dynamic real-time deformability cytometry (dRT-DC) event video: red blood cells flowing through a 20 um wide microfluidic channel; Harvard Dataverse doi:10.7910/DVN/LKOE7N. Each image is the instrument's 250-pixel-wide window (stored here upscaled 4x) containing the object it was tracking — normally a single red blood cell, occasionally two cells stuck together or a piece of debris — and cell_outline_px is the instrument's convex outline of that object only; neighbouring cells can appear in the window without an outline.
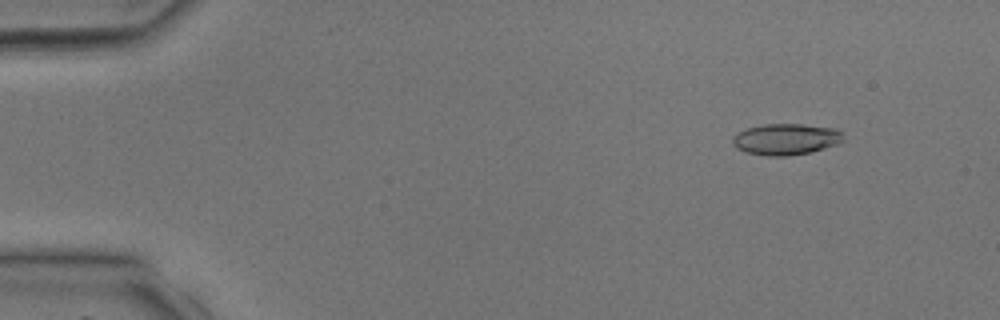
{"species": "common noctule bat (a hibernating species)", "species_latin": "Nyctalus noctula", "temperature_condition": "room temperature", "stored_images_in_passage": 40, "camera_frame_rate_fps": 3000, "um_per_image_px": 0.085, "animal": {"sex": "male", "body_mass_g": 17.9, "forearm_length_mm": 54.2}, "frame": {"image": 1, "passage_image": 5, "time_ms": 1.333, "image_size_px": [1000, 320], "cell_outline_px": [[844, 140], [836, 144], [824, 148], [808, 152], [788, 156], [768, 156], [744, 152], [736, 148], [732, 144], [732, 136], [748, 128], [764, 124], [804, 124], [836, 128], [840, 132]], "centroid_in_image_um": [66.77, 11.83], "position_along_channel_um": 18.2, "area_um2": 20.11}}
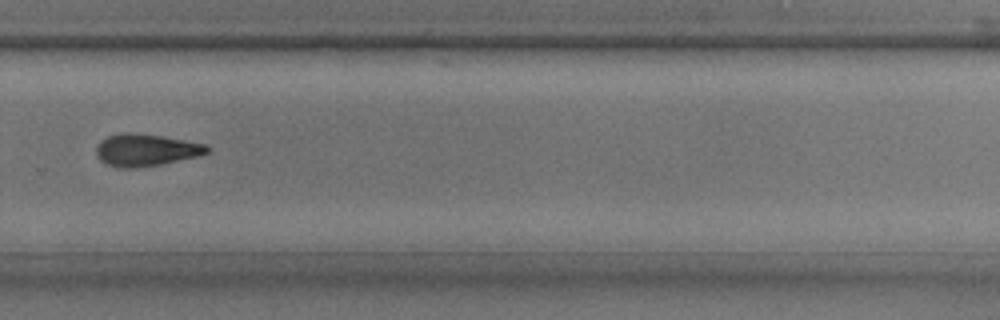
{"frame": {"image": 2, "passage_image": 28, "time_ms": 9.0, "image_size_px": [1000, 320], "cell_outline_px": [[212, 148], [208, 152], [200, 156], [160, 164], [132, 168], [116, 168], [100, 160], [96, 156], [96, 144], [100, 140], [108, 136], [120, 132], [132, 132], [160, 136], [184, 140], [204, 144]], "centroid_in_image_um": [12.37, 12.75], "position_along_channel_um": 317.4, "area_um2": 20.87}}
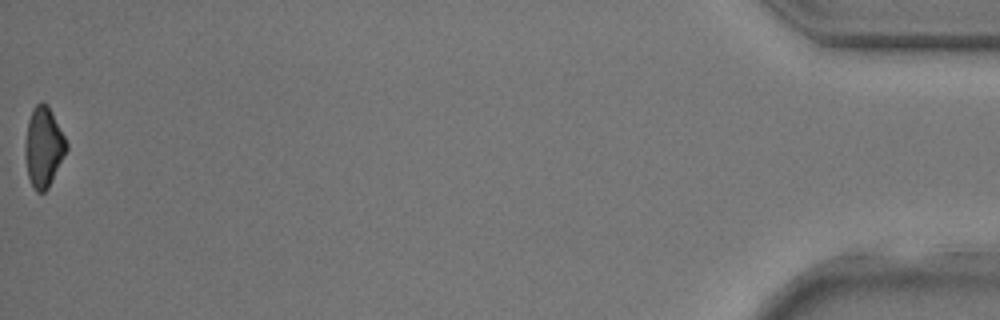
{"frame": {"image": 3, "passage_image": 40, "time_ms": 13.0, "image_size_px": [1000, 320], "cell_outline_px": [[68, 148], [48, 188], [44, 192], [36, 192], [32, 188], [28, 176], [24, 156], [24, 148], [28, 120], [32, 108], [36, 104], [48, 104], [68, 144]], "centroid_in_image_um": [3.68, 12.52], "position_along_channel_um": 431.5, "area_um2": 19.25}}